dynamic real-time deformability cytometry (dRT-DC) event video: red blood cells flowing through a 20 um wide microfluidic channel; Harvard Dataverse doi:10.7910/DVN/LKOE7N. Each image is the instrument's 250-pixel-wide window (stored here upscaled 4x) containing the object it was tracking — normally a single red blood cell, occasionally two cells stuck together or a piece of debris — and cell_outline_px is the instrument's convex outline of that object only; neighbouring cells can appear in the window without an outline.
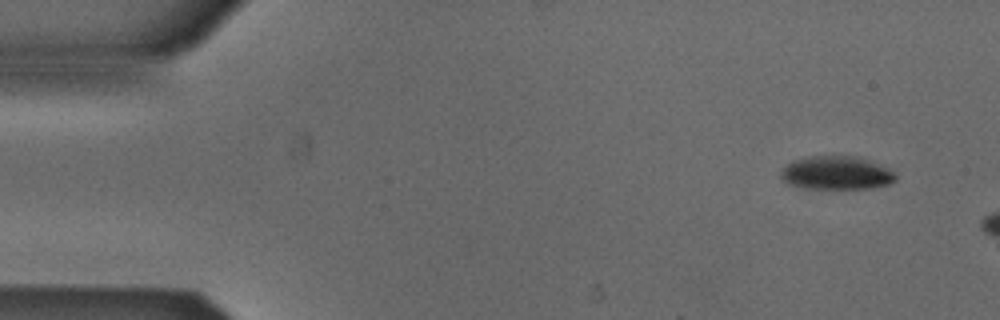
{"species": "Egyptian fruit bat (a non-hibernating species)", "species_latin": "Rousettus aegyptiacus", "temperature_condition": "cold", "stored_images_in_passage": 3, "camera_frame_rate_fps": 3000, "um_per_image_px": 0.085, "animal": {"sex": "male"}, "frame": {"image": 1, "passage_image": 1, "time_ms": 0.0, "image_size_px": [1000, 320], "cell_outline_px": [[896, 180], [888, 184], [872, 188], [812, 188], [788, 184], [780, 176], [780, 172], [792, 160], [808, 156], [852, 156], [888, 168], [896, 172]], "centroid_in_image_um": [71.09, 14.7], "position_along_channel_um": 13.9, "area_um2": 21.96}}